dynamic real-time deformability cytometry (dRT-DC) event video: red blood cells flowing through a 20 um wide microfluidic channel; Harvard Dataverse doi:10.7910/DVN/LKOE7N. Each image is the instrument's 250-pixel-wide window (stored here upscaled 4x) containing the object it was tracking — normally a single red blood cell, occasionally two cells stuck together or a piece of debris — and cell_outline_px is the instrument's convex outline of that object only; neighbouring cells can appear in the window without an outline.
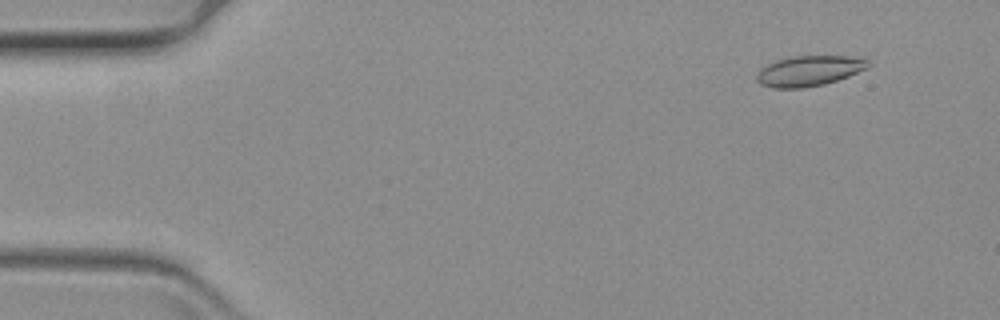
{"species": "common noctule bat (a hibernating species)", "species_latin": "Nyctalus noctula", "temperature_condition": "warm", "stored_images_in_passage": 55, "camera_frame_rate_fps": 3000, "um_per_image_px": 0.085, "animal": {"sex": "female", "body_mass_g": 19.3, "forearm_length_mm": 54.1}, "frame": {"image": 1, "passage_image": 5, "time_ms": 1.333, "image_size_px": [1000, 320], "cell_outline_px": [[868, 68], [848, 76], [824, 84], [804, 88], [776, 88], [760, 84], [756, 80], [756, 76], [760, 68], [776, 60], [788, 56], [848, 56], [868, 60]], "centroid_in_image_um": [68.73, 6.02], "position_along_channel_um": 16.3, "area_um2": 19.65}}
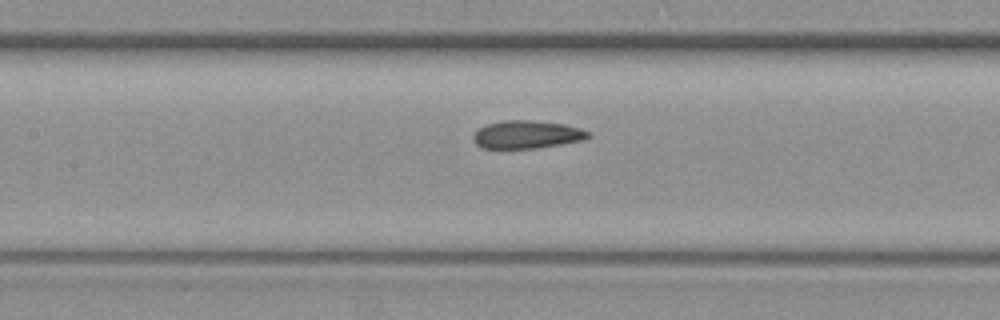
{"frame": {"image": 2, "passage_image": 28, "time_ms": 9.0, "image_size_px": [1000, 320], "cell_outline_px": [[592, 136], [580, 140], [560, 144], [536, 148], [484, 148], [476, 144], [476, 132], [480, 128], [488, 124], [504, 120], [532, 120], [564, 124], [580, 128], [592, 132]], "centroid_in_image_um": [44.86, 11.42], "position_along_channel_um": 162.5, "area_um2": 18.38}}
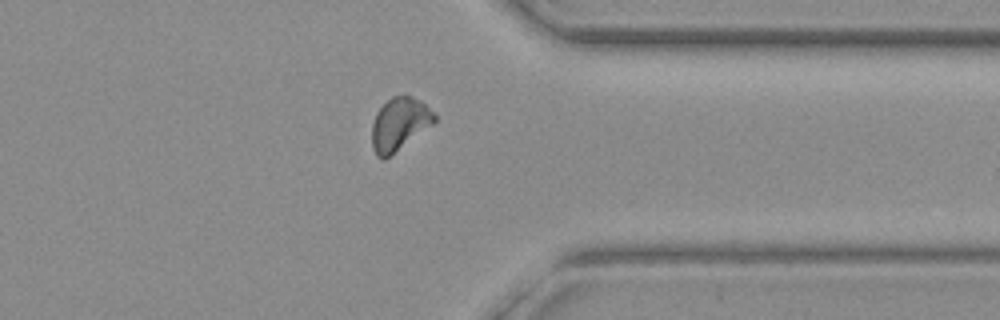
{"frame": {"image": 3, "passage_image": 48, "time_ms": 15.667, "image_size_px": [1000, 320], "cell_outline_px": [[436, 120], [432, 124], [384, 160], [380, 160], [376, 156], [372, 148], [372, 124], [376, 112], [392, 96], [412, 96], [420, 100], [436, 116]], "centroid_in_image_um": [33.91, 10.56], "position_along_channel_um": 377.5, "area_um2": 18.9}}